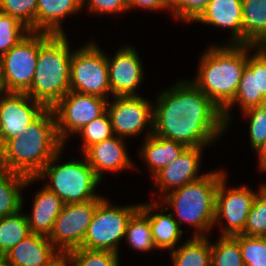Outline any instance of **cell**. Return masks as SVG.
Masks as SVG:
<instances>
[{
  "mask_svg": "<svg viewBox=\"0 0 266 266\" xmlns=\"http://www.w3.org/2000/svg\"><path fill=\"white\" fill-rule=\"evenodd\" d=\"M62 256L48 237L31 233L4 257L13 266H52Z\"/></svg>",
  "mask_w": 266,
  "mask_h": 266,
  "instance_id": "d6986e66",
  "label": "cell"
},
{
  "mask_svg": "<svg viewBox=\"0 0 266 266\" xmlns=\"http://www.w3.org/2000/svg\"><path fill=\"white\" fill-rule=\"evenodd\" d=\"M139 208V203L118 206L104 198L96 207L81 248L119 254V242L125 237L131 216Z\"/></svg>",
  "mask_w": 266,
  "mask_h": 266,
  "instance_id": "52a82bcc",
  "label": "cell"
},
{
  "mask_svg": "<svg viewBox=\"0 0 266 266\" xmlns=\"http://www.w3.org/2000/svg\"><path fill=\"white\" fill-rule=\"evenodd\" d=\"M84 4L88 5L87 7L90 13L99 16H103V14L115 16L127 10L129 11L127 0H83V6L86 7Z\"/></svg>",
  "mask_w": 266,
  "mask_h": 266,
  "instance_id": "f35d334b",
  "label": "cell"
},
{
  "mask_svg": "<svg viewBox=\"0 0 266 266\" xmlns=\"http://www.w3.org/2000/svg\"><path fill=\"white\" fill-rule=\"evenodd\" d=\"M38 0H0V11L17 18L31 32H35Z\"/></svg>",
  "mask_w": 266,
  "mask_h": 266,
  "instance_id": "d590c367",
  "label": "cell"
},
{
  "mask_svg": "<svg viewBox=\"0 0 266 266\" xmlns=\"http://www.w3.org/2000/svg\"><path fill=\"white\" fill-rule=\"evenodd\" d=\"M260 186L242 234L247 236L263 237L266 233V184Z\"/></svg>",
  "mask_w": 266,
  "mask_h": 266,
  "instance_id": "d6a6232c",
  "label": "cell"
},
{
  "mask_svg": "<svg viewBox=\"0 0 266 266\" xmlns=\"http://www.w3.org/2000/svg\"><path fill=\"white\" fill-rule=\"evenodd\" d=\"M30 32V29L17 18L0 11V57L17 45Z\"/></svg>",
  "mask_w": 266,
  "mask_h": 266,
  "instance_id": "1f68e13d",
  "label": "cell"
},
{
  "mask_svg": "<svg viewBox=\"0 0 266 266\" xmlns=\"http://www.w3.org/2000/svg\"><path fill=\"white\" fill-rule=\"evenodd\" d=\"M253 51L254 54L249 53ZM240 106L243 112L252 107L266 104V60L254 49L253 45L248 44V60L244 69L243 76L238 85L234 99L222 110L225 125H231L232 106Z\"/></svg>",
  "mask_w": 266,
  "mask_h": 266,
  "instance_id": "5bb4252c",
  "label": "cell"
},
{
  "mask_svg": "<svg viewBox=\"0 0 266 266\" xmlns=\"http://www.w3.org/2000/svg\"><path fill=\"white\" fill-rule=\"evenodd\" d=\"M244 266H266V240L263 237L238 234Z\"/></svg>",
  "mask_w": 266,
  "mask_h": 266,
  "instance_id": "e575fe53",
  "label": "cell"
},
{
  "mask_svg": "<svg viewBox=\"0 0 266 266\" xmlns=\"http://www.w3.org/2000/svg\"><path fill=\"white\" fill-rule=\"evenodd\" d=\"M115 53L112 58L106 54L112 97L139 96L136 90L145 74L136 48L126 44Z\"/></svg>",
  "mask_w": 266,
  "mask_h": 266,
  "instance_id": "2e32d148",
  "label": "cell"
},
{
  "mask_svg": "<svg viewBox=\"0 0 266 266\" xmlns=\"http://www.w3.org/2000/svg\"><path fill=\"white\" fill-rule=\"evenodd\" d=\"M31 214H26L30 232L49 237L63 201L44 185L34 196Z\"/></svg>",
  "mask_w": 266,
  "mask_h": 266,
  "instance_id": "603a6c76",
  "label": "cell"
},
{
  "mask_svg": "<svg viewBox=\"0 0 266 266\" xmlns=\"http://www.w3.org/2000/svg\"><path fill=\"white\" fill-rule=\"evenodd\" d=\"M128 9L142 8L143 10H169L170 12V0H127Z\"/></svg>",
  "mask_w": 266,
  "mask_h": 266,
  "instance_id": "ab89813d",
  "label": "cell"
},
{
  "mask_svg": "<svg viewBox=\"0 0 266 266\" xmlns=\"http://www.w3.org/2000/svg\"><path fill=\"white\" fill-rule=\"evenodd\" d=\"M243 44L266 40V0H242Z\"/></svg>",
  "mask_w": 266,
  "mask_h": 266,
  "instance_id": "4316f807",
  "label": "cell"
},
{
  "mask_svg": "<svg viewBox=\"0 0 266 266\" xmlns=\"http://www.w3.org/2000/svg\"><path fill=\"white\" fill-rule=\"evenodd\" d=\"M9 93L6 84H5V80L3 78L1 69H0V101L2 100V98L4 96H6Z\"/></svg>",
  "mask_w": 266,
  "mask_h": 266,
  "instance_id": "7bdbcfd3",
  "label": "cell"
},
{
  "mask_svg": "<svg viewBox=\"0 0 266 266\" xmlns=\"http://www.w3.org/2000/svg\"><path fill=\"white\" fill-rule=\"evenodd\" d=\"M258 155L259 170L266 172V143L263 144L258 150L255 151Z\"/></svg>",
  "mask_w": 266,
  "mask_h": 266,
  "instance_id": "60d3db41",
  "label": "cell"
},
{
  "mask_svg": "<svg viewBox=\"0 0 266 266\" xmlns=\"http://www.w3.org/2000/svg\"><path fill=\"white\" fill-rule=\"evenodd\" d=\"M0 266H13L4 256H0Z\"/></svg>",
  "mask_w": 266,
  "mask_h": 266,
  "instance_id": "f6af8a7d",
  "label": "cell"
},
{
  "mask_svg": "<svg viewBox=\"0 0 266 266\" xmlns=\"http://www.w3.org/2000/svg\"><path fill=\"white\" fill-rule=\"evenodd\" d=\"M226 178L227 174L218 184L214 226L221 223L220 236L233 237L243 233L248 214L258 191L254 192L245 185L227 189ZM224 220H226V224H222Z\"/></svg>",
  "mask_w": 266,
  "mask_h": 266,
  "instance_id": "30bf717a",
  "label": "cell"
},
{
  "mask_svg": "<svg viewBox=\"0 0 266 266\" xmlns=\"http://www.w3.org/2000/svg\"><path fill=\"white\" fill-rule=\"evenodd\" d=\"M124 140L114 135L110 139L93 144L83 152L82 155L101 181L106 171L114 173L135 168L136 165L128 156Z\"/></svg>",
  "mask_w": 266,
  "mask_h": 266,
  "instance_id": "ac0fdd59",
  "label": "cell"
},
{
  "mask_svg": "<svg viewBox=\"0 0 266 266\" xmlns=\"http://www.w3.org/2000/svg\"><path fill=\"white\" fill-rule=\"evenodd\" d=\"M169 253L173 266H211L209 236H191Z\"/></svg>",
  "mask_w": 266,
  "mask_h": 266,
  "instance_id": "484cf974",
  "label": "cell"
},
{
  "mask_svg": "<svg viewBox=\"0 0 266 266\" xmlns=\"http://www.w3.org/2000/svg\"><path fill=\"white\" fill-rule=\"evenodd\" d=\"M242 0H210L194 21L230 30L227 44H243Z\"/></svg>",
  "mask_w": 266,
  "mask_h": 266,
  "instance_id": "ffe728a7",
  "label": "cell"
},
{
  "mask_svg": "<svg viewBox=\"0 0 266 266\" xmlns=\"http://www.w3.org/2000/svg\"><path fill=\"white\" fill-rule=\"evenodd\" d=\"M210 0H170V13L182 22H194Z\"/></svg>",
  "mask_w": 266,
  "mask_h": 266,
  "instance_id": "74e56055",
  "label": "cell"
},
{
  "mask_svg": "<svg viewBox=\"0 0 266 266\" xmlns=\"http://www.w3.org/2000/svg\"><path fill=\"white\" fill-rule=\"evenodd\" d=\"M26 132L0 148V168L35 177L65 144L59 139L52 108H46Z\"/></svg>",
  "mask_w": 266,
  "mask_h": 266,
  "instance_id": "7a4b0ae2",
  "label": "cell"
},
{
  "mask_svg": "<svg viewBox=\"0 0 266 266\" xmlns=\"http://www.w3.org/2000/svg\"><path fill=\"white\" fill-rule=\"evenodd\" d=\"M64 257L69 266H120L119 254L110 251L77 248Z\"/></svg>",
  "mask_w": 266,
  "mask_h": 266,
  "instance_id": "4dcf8cb0",
  "label": "cell"
},
{
  "mask_svg": "<svg viewBox=\"0 0 266 266\" xmlns=\"http://www.w3.org/2000/svg\"><path fill=\"white\" fill-rule=\"evenodd\" d=\"M140 209L148 216L152 229V238L155 244L156 250L161 251L164 249L174 250L180 238L183 234L182 227L178 224L174 216L170 213H164L168 211L158 200L149 203H140ZM161 209V213H154L156 210Z\"/></svg>",
  "mask_w": 266,
  "mask_h": 266,
  "instance_id": "44dd1931",
  "label": "cell"
},
{
  "mask_svg": "<svg viewBox=\"0 0 266 266\" xmlns=\"http://www.w3.org/2000/svg\"><path fill=\"white\" fill-rule=\"evenodd\" d=\"M204 148L206 147H186L175 161L153 176L154 185L163 194V197L205 175L198 174Z\"/></svg>",
  "mask_w": 266,
  "mask_h": 266,
  "instance_id": "e0dca14e",
  "label": "cell"
},
{
  "mask_svg": "<svg viewBox=\"0 0 266 266\" xmlns=\"http://www.w3.org/2000/svg\"><path fill=\"white\" fill-rule=\"evenodd\" d=\"M83 0H38L35 32L66 34L62 28L63 18L79 13Z\"/></svg>",
  "mask_w": 266,
  "mask_h": 266,
  "instance_id": "7402d4cb",
  "label": "cell"
},
{
  "mask_svg": "<svg viewBox=\"0 0 266 266\" xmlns=\"http://www.w3.org/2000/svg\"><path fill=\"white\" fill-rule=\"evenodd\" d=\"M39 53V32H30L0 57V69L9 92L26 93L31 86Z\"/></svg>",
  "mask_w": 266,
  "mask_h": 266,
  "instance_id": "8fae6325",
  "label": "cell"
},
{
  "mask_svg": "<svg viewBox=\"0 0 266 266\" xmlns=\"http://www.w3.org/2000/svg\"><path fill=\"white\" fill-rule=\"evenodd\" d=\"M125 239L128 245L138 252H150L156 249L149 218L140 208L128 222Z\"/></svg>",
  "mask_w": 266,
  "mask_h": 266,
  "instance_id": "f1b7e54d",
  "label": "cell"
},
{
  "mask_svg": "<svg viewBox=\"0 0 266 266\" xmlns=\"http://www.w3.org/2000/svg\"><path fill=\"white\" fill-rule=\"evenodd\" d=\"M211 266H244L239 242L232 236H219L211 242Z\"/></svg>",
  "mask_w": 266,
  "mask_h": 266,
  "instance_id": "f546056e",
  "label": "cell"
},
{
  "mask_svg": "<svg viewBox=\"0 0 266 266\" xmlns=\"http://www.w3.org/2000/svg\"><path fill=\"white\" fill-rule=\"evenodd\" d=\"M71 90L110 99V85L106 52L96 42H87L73 49L70 64Z\"/></svg>",
  "mask_w": 266,
  "mask_h": 266,
  "instance_id": "ba28073f",
  "label": "cell"
},
{
  "mask_svg": "<svg viewBox=\"0 0 266 266\" xmlns=\"http://www.w3.org/2000/svg\"><path fill=\"white\" fill-rule=\"evenodd\" d=\"M38 181L35 177L0 168V218L17 213L23 208V190Z\"/></svg>",
  "mask_w": 266,
  "mask_h": 266,
  "instance_id": "d4e9b609",
  "label": "cell"
},
{
  "mask_svg": "<svg viewBox=\"0 0 266 266\" xmlns=\"http://www.w3.org/2000/svg\"><path fill=\"white\" fill-rule=\"evenodd\" d=\"M101 201L89 200L63 205L48 237L63 256L71 250L81 248L93 214Z\"/></svg>",
  "mask_w": 266,
  "mask_h": 266,
  "instance_id": "7c38bea8",
  "label": "cell"
},
{
  "mask_svg": "<svg viewBox=\"0 0 266 266\" xmlns=\"http://www.w3.org/2000/svg\"><path fill=\"white\" fill-rule=\"evenodd\" d=\"M63 148L35 176L37 180L49 179L44 186L54 192L64 204L81 203L89 200H103L104 195L96 193L101 180L85 157L57 164ZM84 158V159H83ZM81 159V160H80Z\"/></svg>",
  "mask_w": 266,
  "mask_h": 266,
  "instance_id": "8992f818",
  "label": "cell"
},
{
  "mask_svg": "<svg viewBox=\"0 0 266 266\" xmlns=\"http://www.w3.org/2000/svg\"><path fill=\"white\" fill-rule=\"evenodd\" d=\"M225 175L223 170L207 172L201 179L169 192L160 202L174 210L171 213L180 227L184 222L195 229L192 236H209L214 227L218 184Z\"/></svg>",
  "mask_w": 266,
  "mask_h": 266,
  "instance_id": "5b68a950",
  "label": "cell"
},
{
  "mask_svg": "<svg viewBox=\"0 0 266 266\" xmlns=\"http://www.w3.org/2000/svg\"><path fill=\"white\" fill-rule=\"evenodd\" d=\"M222 111L189 79L164 89L153 105V135L208 147L226 133Z\"/></svg>",
  "mask_w": 266,
  "mask_h": 266,
  "instance_id": "6da1fadb",
  "label": "cell"
},
{
  "mask_svg": "<svg viewBox=\"0 0 266 266\" xmlns=\"http://www.w3.org/2000/svg\"><path fill=\"white\" fill-rule=\"evenodd\" d=\"M31 234L26 214L17 213L0 218V256Z\"/></svg>",
  "mask_w": 266,
  "mask_h": 266,
  "instance_id": "83f0119b",
  "label": "cell"
},
{
  "mask_svg": "<svg viewBox=\"0 0 266 266\" xmlns=\"http://www.w3.org/2000/svg\"><path fill=\"white\" fill-rule=\"evenodd\" d=\"M46 109L26 93L9 92L0 101V148L9 140L26 134L29 125Z\"/></svg>",
  "mask_w": 266,
  "mask_h": 266,
  "instance_id": "9a60e30c",
  "label": "cell"
},
{
  "mask_svg": "<svg viewBox=\"0 0 266 266\" xmlns=\"http://www.w3.org/2000/svg\"><path fill=\"white\" fill-rule=\"evenodd\" d=\"M72 54L67 34L39 32L36 70L26 94L46 108H52L71 90Z\"/></svg>",
  "mask_w": 266,
  "mask_h": 266,
  "instance_id": "277c9868",
  "label": "cell"
},
{
  "mask_svg": "<svg viewBox=\"0 0 266 266\" xmlns=\"http://www.w3.org/2000/svg\"><path fill=\"white\" fill-rule=\"evenodd\" d=\"M52 266H69L66 258L62 256L54 265Z\"/></svg>",
  "mask_w": 266,
  "mask_h": 266,
  "instance_id": "ee69618b",
  "label": "cell"
},
{
  "mask_svg": "<svg viewBox=\"0 0 266 266\" xmlns=\"http://www.w3.org/2000/svg\"><path fill=\"white\" fill-rule=\"evenodd\" d=\"M82 139V153L95 143L102 142L114 136L109 114L105 111L101 116L85 125L79 132Z\"/></svg>",
  "mask_w": 266,
  "mask_h": 266,
  "instance_id": "836d02e7",
  "label": "cell"
},
{
  "mask_svg": "<svg viewBox=\"0 0 266 266\" xmlns=\"http://www.w3.org/2000/svg\"><path fill=\"white\" fill-rule=\"evenodd\" d=\"M106 99L70 90L53 107L59 139L65 144L85 125L106 111Z\"/></svg>",
  "mask_w": 266,
  "mask_h": 266,
  "instance_id": "9c48e42d",
  "label": "cell"
},
{
  "mask_svg": "<svg viewBox=\"0 0 266 266\" xmlns=\"http://www.w3.org/2000/svg\"><path fill=\"white\" fill-rule=\"evenodd\" d=\"M241 113L245 119H249L250 145L255 152L266 143V104Z\"/></svg>",
  "mask_w": 266,
  "mask_h": 266,
  "instance_id": "8d00e7d4",
  "label": "cell"
},
{
  "mask_svg": "<svg viewBox=\"0 0 266 266\" xmlns=\"http://www.w3.org/2000/svg\"><path fill=\"white\" fill-rule=\"evenodd\" d=\"M111 98L113 102L107 101L106 111L115 136L136 137L145 128L146 137L153 134V103L140 95Z\"/></svg>",
  "mask_w": 266,
  "mask_h": 266,
  "instance_id": "4fadbf2b",
  "label": "cell"
},
{
  "mask_svg": "<svg viewBox=\"0 0 266 266\" xmlns=\"http://www.w3.org/2000/svg\"><path fill=\"white\" fill-rule=\"evenodd\" d=\"M254 49L266 60V40L253 45Z\"/></svg>",
  "mask_w": 266,
  "mask_h": 266,
  "instance_id": "b9f144b4",
  "label": "cell"
},
{
  "mask_svg": "<svg viewBox=\"0 0 266 266\" xmlns=\"http://www.w3.org/2000/svg\"><path fill=\"white\" fill-rule=\"evenodd\" d=\"M247 60L248 44L210 45L192 82L222 111L236 95Z\"/></svg>",
  "mask_w": 266,
  "mask_h": 266,
  "instance_id": "3957f363",
  "label": "cell"
},
{
  "mask_svg": "<svg viewBox=\"0 0 266 266\" xmlns=\"http://www.w3.org/2000/svg\"><path fill=\"white\" fill-rule=\"evenodd\" d=\"M144 138V143L139 149V155L146 162L145 165H147L153 176L175 161L186 148L182 143L153 134Z\"/></svg>",
  "mask_w": 266,
  "mask_h": 266,
  "instance_id": "cb8c5ba5",
  "label": "cell"
}]
</instances>
